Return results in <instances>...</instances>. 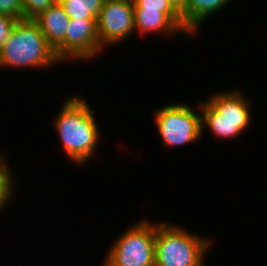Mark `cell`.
Wrapping results in <instances>:
<instances>
[{"instance_id": "9a60e30c", "label": "cell", "mask_w": 267, "mask_h": 266, "mask_svg": "<svg viewBox=\"0 0 267 266\" xmlns=\"http://www.w3.org/2000/svg\"><path fill=\"white\" fill-rule=\"evenodd\" d=\"M58 0H21L23 19L34 20Z\"/></svg>"}, {"instance_id": "8992f818", "label": "cell", "mask_w": 267, "mask_h": 266, "mask_svg": "<svg viewBox=\"0 0 267 266\" xmlns=\"http://www.w3.org/2000/svg\"><path fill=\"white\" fill-rule=\"evenodd\" d=\"M187 102L170 103L155 108L154 123L164 147H182L198 143L202 138L201 112Z\"/></svg>"}, {"instance_id": "4fadbf2b", "label": "cell", "mask_w": 267, "mask_h": 266, "mask_svg": "<svg viewBox=\"0 0 267 266\" xmlns=\"http://www.w3.org/2000/svg\"><path fill=\"white\" fill-rule=\"evenodd\" d=\"M9 165L8 157H5V153L0 152V214L6 210V206L10 205L9 203L13 200L17 189V185H15L17 179L13 169H11L12 166Z\"/></svg>"}, {"instance_id": "e0dca14e", "label": "cell", "mask_w": 267, "mask_h": 266, "mask_svg": "<svg viewBox=\"0 0 267 266\" xmlns=\"http://www.w3.org/2000/svg\"><path fill=\"white\" fill-rule=\"evenodd\" d=\"M17 20L12 17L0 14V50L3 43L9 37V34Z\"/></svg>"}, {"instance_id": "ac0fdd59", "label": "cell", "mask_w": 267, "mask_h": 266, "mask_svg": "<svg viewBox=\"0 0 267 266\" xmlns=\"http://www.w3.org/2000/svg\"><path fill=\"white\" fill-rule=\"evenodd\" d=\"M171 5L181 14L187 6L188 0H169Z\"/></svg>"}, {"instance_id": "30bf717a", "label": "cell", "mask_w": 267, "mask_h": 266, "mask_svg": "<svg viewBox=\"0 0 267 266\" xmlns=\"http://www.w3.org/2000/svg\"><path fill=\"white\" fill-rule=\"evenodd\" d=\"M234 1V0H233ZM232 0H188L186 9L181 13L183 33L193 39L199 35L201 25L215 13L220 12ZM198 32V33H197ZM197 33V34H196Z\"/></svg>"}, {"instance_id": "7c38bea8", "label": "cell", "mask_w": 267, "mask_h": 266, "mask_svg": "<svg viewBox=\"0 0 267 266\" xmlns=\"http://www.w3.org/2000/svg\"><path fill=\"white\" fill-rule=\"evenodd\" d=\"M70 19H97L105 0H58Z\"/></svg>"}, {"instance_id": "ba28073f", "label": "cell", "mask_w": 267, "mask_h": 266, "mask_svg": "<svg viewBox=\"0 0 267 266\" xmlns=\"http://www.w3.org/2000/svg\"><path fill=\"white\" fill-rule=\"evenodd\" d=\"M100 46L97 19H70L65 35V63L89 62L99 58Z\"/></svg>"}, {"instance_id": "7a4b0ae2", "label": "cell", "mask_w": 267, "mask_h": 266, "mask_svg": "<svg viewBox=\"0 0 267 266\" xmlns=\"http://www.w3.org/2000/svg\"><path fill=\"white\" fill-rule=\"evenodd\" d=\"M239 90H218L209 94L207 99L199 101L202 136L208 129L216 140L235 141L252 126L251 100L242 88Z\"/></svg>"}, {"instance_id": "5bb4252c", "label": "cell", "mask_w": 267, "mask_h": 266, "mask_svg": "<svg viewBox=\"0 0 267 266\" xmlns=\"http://www.w3.org/2000/svg\"><path fill=\"white\" fill-rule=\"evenodd\" d=\"M133 4L134 11L163 12L183 32L182 16L169 0H133Z\"/></svg>"}, {"instance_id": "6da1fadb", "label": "cell", "mask_w": 267, "mask_h": 266, "mask_svg": "<svg viewBox=\"0 0 267 266\" xmlns=\"http://www.w3.org/2000/svg\"><path fill=\"white\" fill-rule=\"evenodd\" d=\"M62 103L52 120L56 136L69 161L75 166L86 167L96 154L103 136L100 135L96 116L82 95H70Z\"/></svg>"}, {"instance_id": "9c48e42d", "label": "cell", "mask_w": 267, "mask_h": 266, "mask_svg": "<svg viewBox=\"0 0 267 266\" xmlns=\"http://www.w3.org/2000/svg\"><path fill=\"white\" fill-rule=\"evenodd\" d=\"M34 21L45 36L48 44L54 49L56 56L65 63V35L70 23V17L63 6L56 1Z\"/></svg>"}, {"instance_id": "52a82bcc", "label": "cell", "mask_w": 267, "mask_h": 266, "mask_svg": "<svg viewBox=\"0 0 267 266\" xmlns=\"http://www.w3.org/2000/svg\"><path fill=\"white\" fill-rule=\"evenodd\" d=\"M97 24L100 46L105 51L108 46L123 43L135 32L133 0H105Z\"/></svg>"}, {"instance_id": "2e32d148", "label": "cell", "mask_w": 267, "mask_h": 266, "mask_svg": "<svg viewBox=\"0 0 267 266\" xmlns=\"http://www.w3.org/2000/svg\"><path fill=\"white\" fill-rule=\"evenodd\" d=\"M0 14L23 20V8L21 0H0Z\"/></svg>"}, {"instance_id": "5b68a950", "label": "cell", "mask_w": 267, "mask_h": 266, "mask_svg": "<svg viewBox=\"0 0 267 266\" xmlns=\"http://www.w3.org/2000/svg\"><path fill=\"white\" fill-rule=\"evenodd\" d=\"M141 219L116 236L100 266H155L156 221Z\"/></svg>"}, {"instance_id": "277c9868", "label": "cell", "mask_w": 267, "mask_h": 266, "mask_svg": "<svg viewBox=\"0 0 267 266\" xmlns=\"http://www.w3.org/2000/svg\"><path fill=\"white\" fill-rule=\"evenodd\" d=\"M216 241L187 228L156 222L155 266H206L205 256Z\"/></svg>"}, {"instance_id": "8fae6325", "label": "cell", "mask_w": 267, "mask_h": 266, "mask_svg": "<svg viewBox=\"0 0 267 266\" xmlns=\"http://www.w3.org/2000/svg\"><path fill=\"white\" fill-rule=\"evenodd\" d=\"M135 33L139 37L149 36L153 33L163 35V37H179L185 34L163 13L160 11H134Z\"/></svg>"}, {"instance_id": "3957f363", "label": "cell", "mask_w": 267, "mask_h": 266, "mask_svg": "<svg viewBox=\"0 0 267 266\" xmlns=\"http://www.w3.org/2000/svg\"><path fill=\"white\" fill-rule=\"evenodd\" d=\"M63 64L34 20L16 21L0 50V68L50 69ZM52 66V67H51Z\"/></svg>"}]
</instances>
